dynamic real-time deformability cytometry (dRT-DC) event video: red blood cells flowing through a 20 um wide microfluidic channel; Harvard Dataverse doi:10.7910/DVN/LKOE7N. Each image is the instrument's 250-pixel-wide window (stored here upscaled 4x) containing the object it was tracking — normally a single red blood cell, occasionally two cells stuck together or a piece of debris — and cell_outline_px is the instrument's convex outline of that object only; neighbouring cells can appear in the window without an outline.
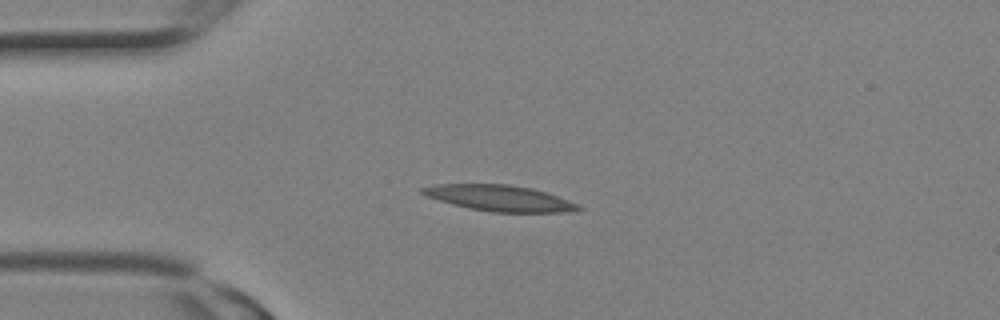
{"species": "Egyptian fruit bat (a non-hibernating species)", "species_latin": "Rousettus aegyptiacus", "temperature_condition": "room temperature", "stored_images_in_passage": 1, "camera_frame_rate_fps": 3000, "um_per_image_px": 0.085, "animal": {"sex": "female"}, "frame": {"image": 1, "passage_image": 1, "time_ms": 0.0, "image_size_px": [1000, 320], "cell_outline_px": [[584, 208], [572, 212], [492, 212], [468, 208], [452, 204], [428, 196], [420, 192], [420, 188], [432, 184], [508, 184], [532, 188], [580, 204]], "centroid_in_image_um": [42.48, 16.84], "position_along_channel_um": 42.5, "area_um2": 23.52}}